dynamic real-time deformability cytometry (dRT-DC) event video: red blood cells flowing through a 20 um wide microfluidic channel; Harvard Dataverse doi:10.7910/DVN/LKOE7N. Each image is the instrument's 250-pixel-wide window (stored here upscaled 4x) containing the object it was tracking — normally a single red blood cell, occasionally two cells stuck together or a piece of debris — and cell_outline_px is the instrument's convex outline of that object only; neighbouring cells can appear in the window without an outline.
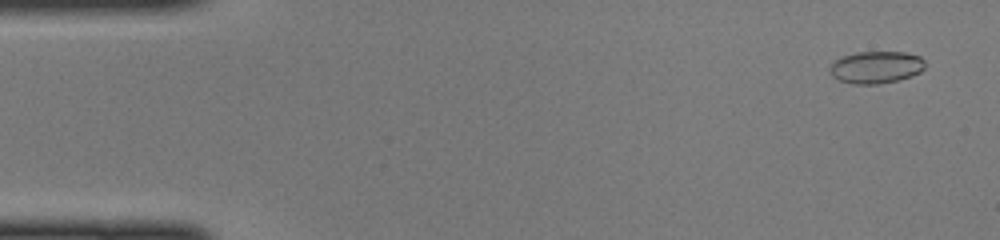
{"species": "common noctule bat (a hibernating species)", "species_latin": "Nyctalus noctula", "temperature_condition": "cold", "stored_images_in_passage": 48, "camera_frame_rate_fps": 3000, "um_per_image_px": 0.085, "animal": {"sex": "female", "body_mass_g": 22.0, "forearm_length_mm": 56.7}, "frame": {"image": 1, "passage_image": 3, "time_ms": 0.667, "image_size_px": [1000, 240], "cell_outline_px": [[924, 68], [920, 72], [912, 76], [896, 80], [876, 84], [852, 84], [840, 80], [832, 76], [828, 72], [828, 68], [836, 60], [844, 56], [856, 52], [904, 52], [920, 56], [924, 60]], "centroid_in_image_um": [74.45, 5.71], "position_along_channel_um": 10.5, "area_um2": 17.8}}
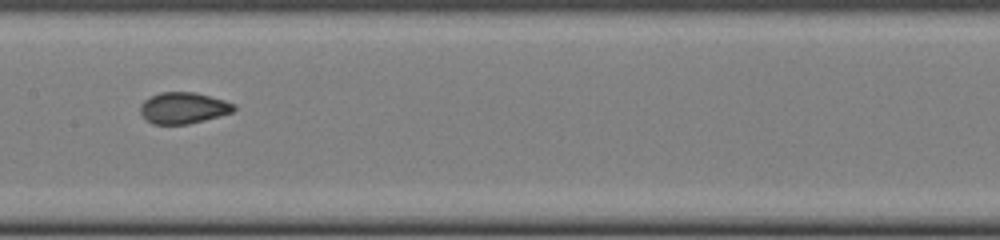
{"frame": {"image": 2, "passage_image": 24, "time_ms": 7.667, "image_size_px": [1000, 240], "cell_outline_px": [[236, 108], [232, 112], [204, 120], [188, 124], [152, 124], [140, 112], [140, 104], [144, 100], [160, 92], [196, 92], [224, 100], [236, 104]], "centroid_in_image_um": [15.59, 9.17], "position_along_channel_um": 191.8, "area_um2": 16.99}}
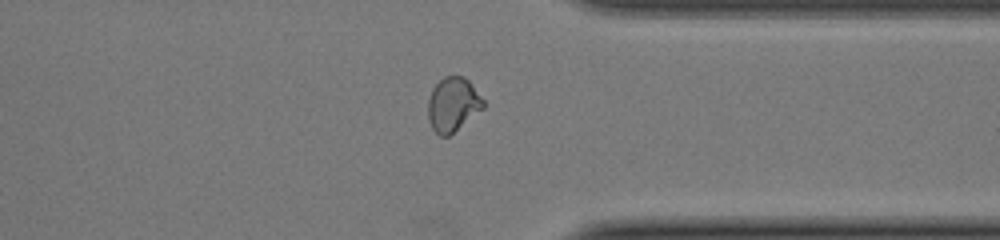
{"frame": {"image": 3, "passage_image": 37, "time_ms": 12.0, "image_size_px": [1000, 240], "cell_outline_px": [[484, 108], [448, 136], [440, 136], [432, 128], [428, 120], [428, 100], [432, 88], [444, 76], [464, 76], [468, 80], [484, 100]], "centroid_in_image_um": [38.48, 8.87], "position_along_channel_um": 372.9, "area_um2": 17.34}}